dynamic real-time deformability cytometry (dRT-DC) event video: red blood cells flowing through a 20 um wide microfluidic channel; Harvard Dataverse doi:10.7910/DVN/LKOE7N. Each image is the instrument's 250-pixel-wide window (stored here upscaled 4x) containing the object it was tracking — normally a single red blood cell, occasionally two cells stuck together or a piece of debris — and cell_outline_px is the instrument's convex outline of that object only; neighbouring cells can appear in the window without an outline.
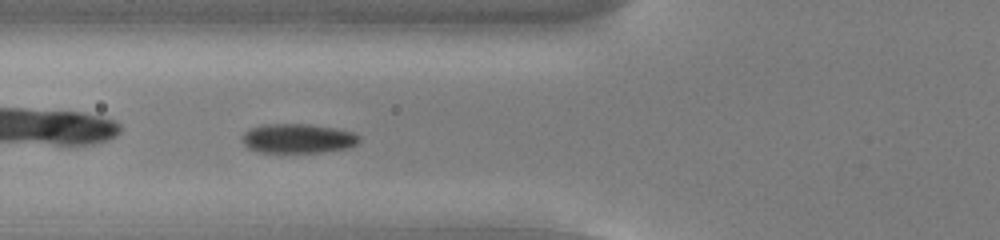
{"species": "common noctule bat (a hibernating species)", "species_latin": "Nyctalus noctula", "temperature_condition": "cold", "stored_images_in_passage": 38, "camera_frame_rate_fps": 3000, "um_per_image_px": 0.085, "animal": {"sex": "male", "body_mass_g": 13.0, "forearm_length_mm": 53.1}, "frame": {"image": 1, "passage_image": 4, "time_ms": 1.0, "image_size_px": [1000, 240], "cell_outline_px": [[360, 140], [356, 144], [348, 148], [320, 152], [256, 152], [248, 148], [240, 140], [240, 136], [248, 128], [264, 124], [308, 124], [332, 128], [352, 132], [360, 136]], "centroid_in_image_um": [25.25, 11.77], "position_along_channel_um": 100.6, "area_um2": 20.17}}
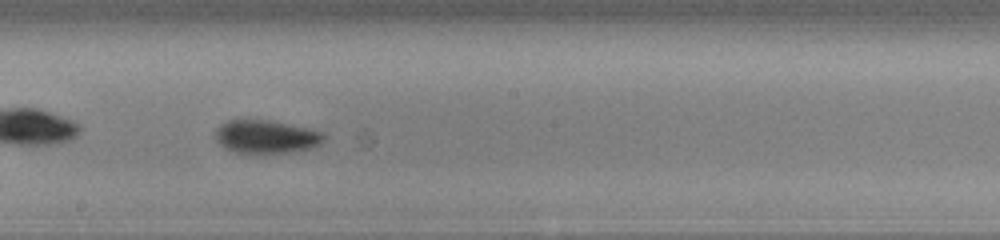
{"frame": {"image": 2, "passage_image": 14, "time_ms": 4.333, "image_size_px": [1000, 240], "cell_outline_px": [[324, 140], [320, 144], [308, 148], [288, 152], [232, 152], [220, 144], [216, 140], [216, 128], [220, 124], [228, 120], [268, 120], [308, 128], [324, 132]], "centroid_in_image_um": [22.6, 11.6], "position_along_channel_um": 225.6, "area_um2": 20.63}}
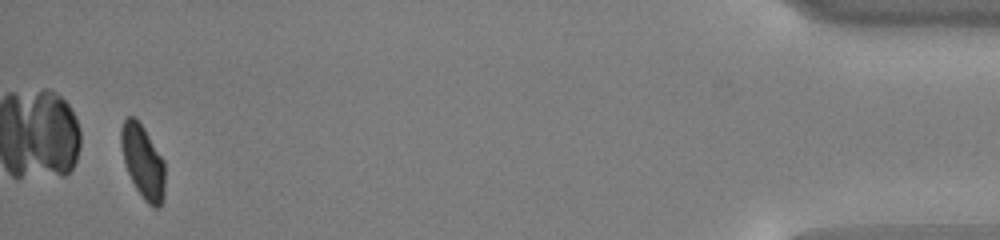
{"frame": {"image": 3, "passage_image": 36, "time_ms": 11.667, "image_size_px": [1000, 240], "cell_outline_px": [[164, 200], [160, 208], [152, 208], [144, 200], [136, 188], [124, 164], [120, 144], [120, 128], [124, 120], [128, 116], [132, 116], [144, 128], [164, 160]], "centroid_in_image_um": [12.14, 13.77], "position_along_channel_um": 423.1, "area_um2": 18.9}, "authors_computed_cell_mechanics": {"area_um2": 20.0855, "velocity_mm_per_s": 3.7515, "shape_relaxation_time_tau1_ms": 3.0495, "shape_relaxation_time_tau2_ms": 3.9275, "deformation_change_tau1": 0.0987, "deformation_change_tau2": 0.0705}}